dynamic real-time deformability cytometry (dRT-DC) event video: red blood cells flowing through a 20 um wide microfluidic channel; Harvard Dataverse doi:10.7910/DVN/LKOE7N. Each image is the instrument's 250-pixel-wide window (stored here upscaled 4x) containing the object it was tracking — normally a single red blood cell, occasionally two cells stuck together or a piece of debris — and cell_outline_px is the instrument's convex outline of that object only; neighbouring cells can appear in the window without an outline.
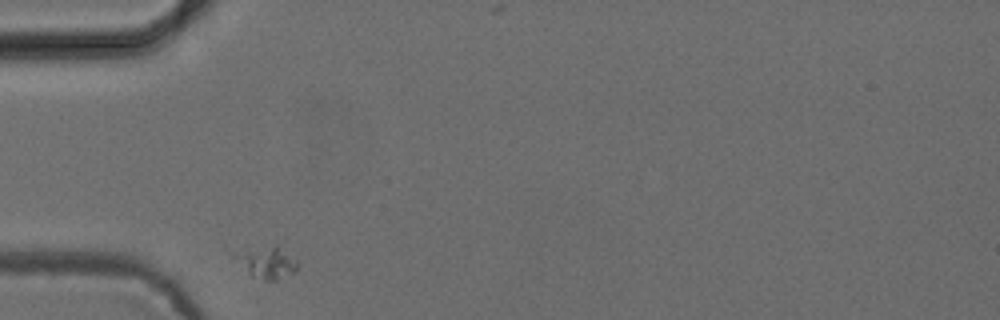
{"species": "common noctule bat (a hibernating species)", "species_latin": "Nyctalus noctula", "temperature_condition": "cold", "stored_images_in_passage": 31, "camera_frame_rate_fps": 3000, "um_per_image_px": 0.085, "animal": {"sex": "female", "body_mass_g": 24.6, "forearm_length_mm": 56.2}, "frame": {"image": 1, "passage_image": 1, "time_ms": 0.0, "image_size_px": [1000, 320], "cell_outline_px": [[296, 272], [276, 280], [264, 280], [252, 276], [228, 252], [276, 244], [296, 260]], "centroid_in_image_um": [22.62, 22.27], "position_along_channel_um": 62.4, "area_um2": 11.62}}
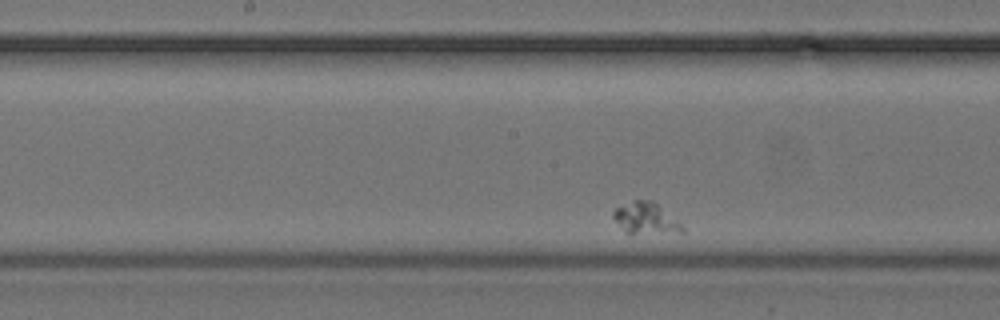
{"frame": {"image": 2, "passage_image": 14, "time_ms": 4.333, "image_size_px": [1000, 320], "cell_outline_px": [[684, 232], [628, 232], [612, 216], [612, 212], [616, 208], [636, 200], [652, 200], [680, 224], [684, 228]], "centroid_in_image_um": [54.88, 18.52], "position_along_channel_um": 193.3, "area_um2": 11.68}}
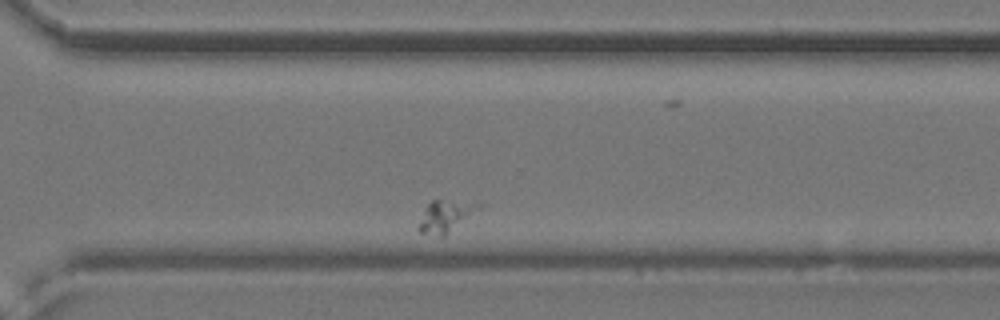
{"frame": {"image": 3, "passage_image": 27, "time_ms": 8.667, "image_size_px": [1000, 320], "cell_outline_px": [[484, 204], [444, 236], [440, 236], [420, 232], [420, 224], [424, 208], [432, 200], [440, 200]], "centroid_in_image_um": [37.85, 18.36], "position_along_channel_um": 332.8, "area_um2": 10.4}}